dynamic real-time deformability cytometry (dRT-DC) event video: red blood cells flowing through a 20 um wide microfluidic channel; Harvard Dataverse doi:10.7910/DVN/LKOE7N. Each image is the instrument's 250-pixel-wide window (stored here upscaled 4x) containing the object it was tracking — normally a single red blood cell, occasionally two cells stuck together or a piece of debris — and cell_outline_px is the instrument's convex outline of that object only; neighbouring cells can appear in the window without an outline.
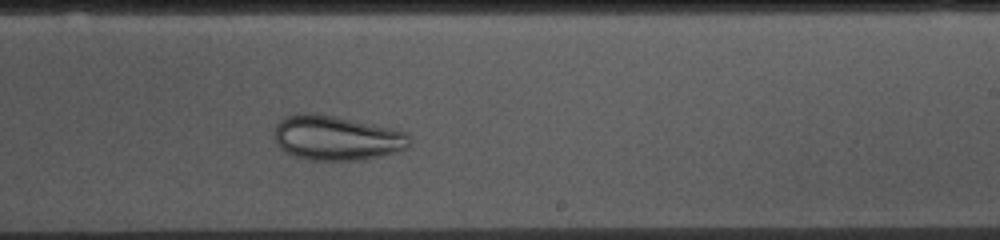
{"species": "common noctule bat (a hibernating species)", "species_latin": "Nyctalus noctula", "temperature_condition": "cold", "stored_images_in_passage": 41, "camera_frame_rate_fps": 3000, "um_per_image_px": 0.085, "animal": {"sex": "female", "body_mass_g": 10.0, "forearm_length_mm": 53.1}, "frame": {"image": 1, "passage_image": 28, "time_ms": 9.0, "image_size_px": [1000, 240], "cell_outline_px": [[408, 148], [380, 156], [360, 160], [308, 160], [284, 152], [276, 144], [272, 128], [280, 120], [288, 116], [300, 112], [312, 112], [372, 124], [408, 132]], "centroid_in_image_um": [28.53, 11.72], "position_along_channel_um": 260.5, "area_um2": 35.2}}
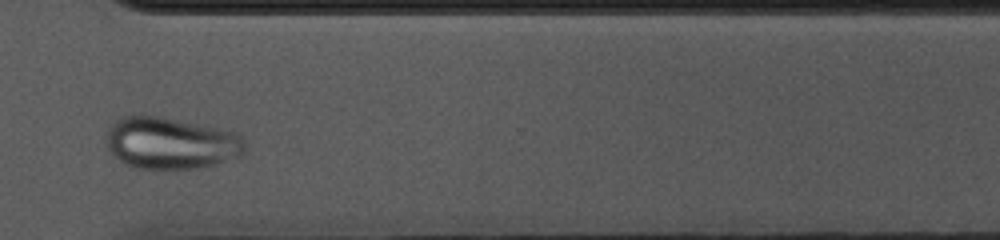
{"frame": {"image": 2, "passage_image": 36, "time_ms": 11.667, "image_size_px": [1000, 240], "cell_outline_px": [[248, 148], [244, 156], [196, 168], [136, 168], [120, 160], [108, 148], [108, 128], [116, 120], [124, 116], [160, 116], [236, 132], [244, 136]], "centroid_in_image_um": [14.61, 12.16], "position_along_channel_um": 356.0, "area_um2": 41.62}}
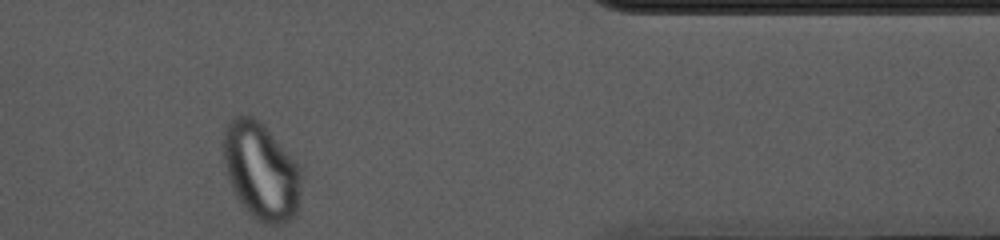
{"frame": {"image": 3, "passage_image": 41, "time_ms": 13.333, "image_size_px": [1000, 240], "cell_outline_px": [[304, 176], [300, 204], [296, 216], [284, 224], [264, 224], [256, 220], [248, 212], [236, 196], [232, 188], [224, 164], [224, 128], [232, 116], [252, 116], [264, 124], [268, 128], [300, 164], [304, 172]], "centroid_in_image_um": [22.27, 14.56], "position_along_channel_um": 389.1, "area_um2": 45.26}}